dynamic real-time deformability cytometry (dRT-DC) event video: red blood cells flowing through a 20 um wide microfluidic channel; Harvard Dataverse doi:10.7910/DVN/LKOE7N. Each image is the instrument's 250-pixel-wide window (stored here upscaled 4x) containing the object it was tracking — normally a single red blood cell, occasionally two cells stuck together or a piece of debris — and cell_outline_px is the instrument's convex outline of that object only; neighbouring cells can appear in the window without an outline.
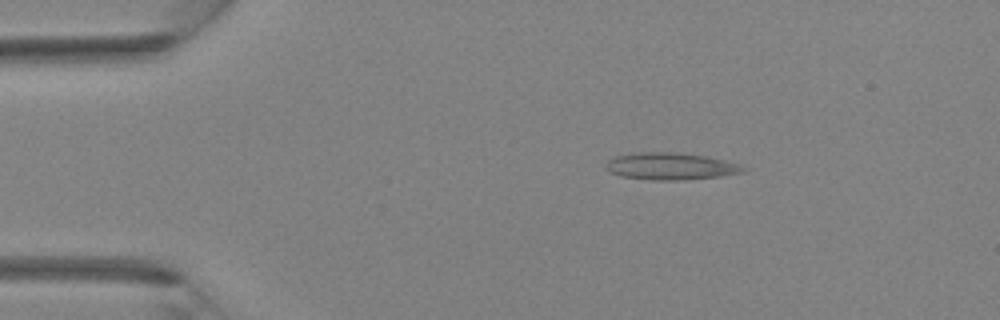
{"species": "Egyptian fruit bat (a non-hibernating species)", "species_latin": "Rousettus aegyptiacus", "temperature_condition": "room temperature", "stored_images_in_passage": 2, "camera_frame_rate_fps": 3000, "um_per_image_px": 0.085, "animal": {"sex": "female"}, "frame": {"image": 1, "passage_image": 1, "time_ms": 0.0, "image_size_px": [1000, 320], "cell_outline_px": [[748, 168], [744, 172], [720, 176], [680, 180], [652, 180], [620, 176], [604, 168], [604, 164], [608, 160], [616, 156], [636, 152], [676, 152], [704, 156], [724, 160], [740, 164]], "centroid_in_image_um": [56.99, 14.13], "position_along_channel_um": 28.0, "area_um2": 21.68}}